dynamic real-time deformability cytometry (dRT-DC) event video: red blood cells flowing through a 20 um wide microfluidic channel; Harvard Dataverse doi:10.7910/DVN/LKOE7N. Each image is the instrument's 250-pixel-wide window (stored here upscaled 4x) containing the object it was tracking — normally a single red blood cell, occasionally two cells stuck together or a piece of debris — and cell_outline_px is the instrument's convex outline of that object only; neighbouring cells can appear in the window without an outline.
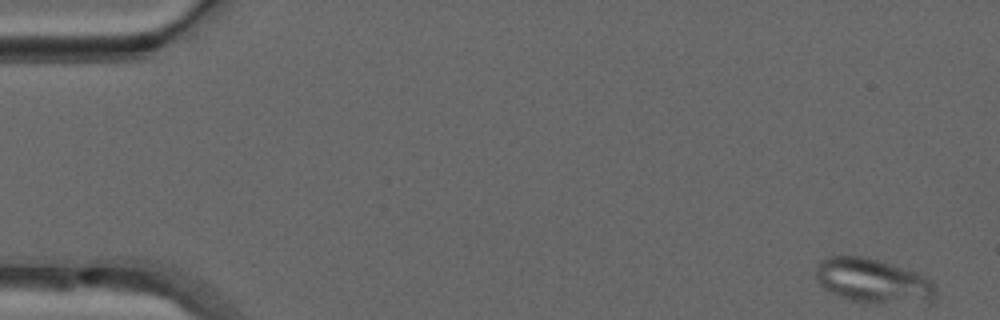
{"species": "common noctule bat (a hibernating species)", "species_latin": "Nyctalus noctula", "temperature_condition": "warm", "stored_images_in_passage": 51, "camera_frame_rate_fps": 3000, "um_per_image_px": 0.085, "animal": {"sex": "male", "forearm_length_mm": 52.5}, "frame": {"image": 1, "passage_image": 2, "time_ms": 0.333, "image_size_px": [1000, 320], "cell_outline_px": [[936, 296], [928, 304], [852, 300], [840, 296], [824, 288], [816, 280], [816, 264], [820, 260], [828, 256], [860, 256], [876, 260], [916, 272], [928, 280], [936, 288]], "centroid_in_image_um": [74.2, 23.87], "position_along_channel_um": 10.8, "area_um2": 30.46}}
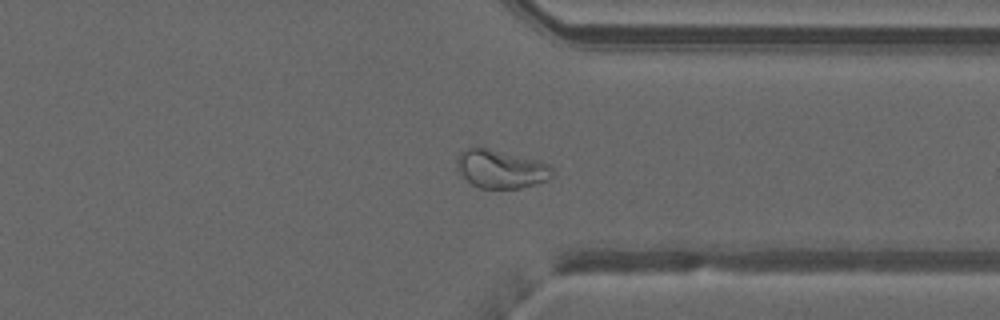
{"frame": {"image": 2, "passage_image": 39, "time_ms": 12.667, "image_size_px": [1000, 320], "cell_outline_px": [[552, 176], [548, 180], [536, 184], [520, 188], [480, 188], [472, 184], [460, 172], [456, 164], [456, 160], [460, 152], [468, 148], [480, 144], [536, 160], [548, 164], [552, 168]], "centroid_in_image_um": [42.56, 14.32], "position_along_channel_um": 368.8, "area_um2": 21.62}}
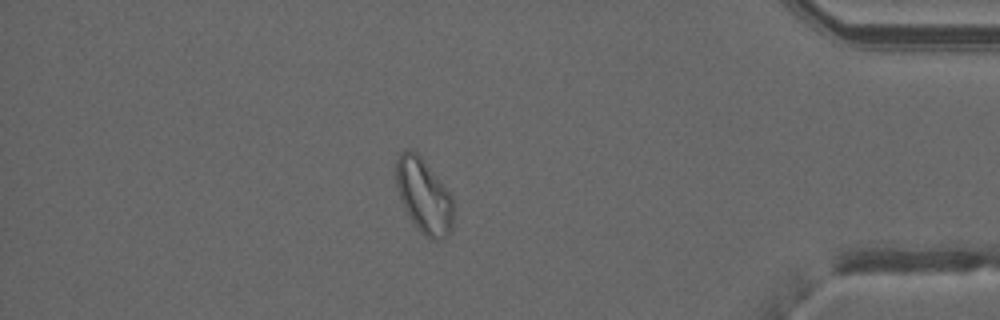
{"frame": {"image": 3, "passage_image": 44, "time_ms": 14.333, "image_size_px": [1000, 320], "cell_outline_px": [[452, 228], [448, 236], [440, 240], [428, 240], [420, 232], [408, 216], [404, 208], [396, 184], [396, 160], [400, 152], [404, 148], [408, 148], [416, 152], [420, 156], [452, 196]], "centroid_in_image_um": [36.01, 16.68], "position_along_channel_um": 399.2, "area_um2": 24.85}, "authors_computed_cell_mechanics": {"area_um2": 25.4898, "velocity_mm_per_s": 4.0128, "shape_relaxation_time_tau1_ms": null, "shape_relaxation_time_tau2_ms": 1.889, "deformation_change_tau1": null, "deformation_change_tau2": 0.0672}}